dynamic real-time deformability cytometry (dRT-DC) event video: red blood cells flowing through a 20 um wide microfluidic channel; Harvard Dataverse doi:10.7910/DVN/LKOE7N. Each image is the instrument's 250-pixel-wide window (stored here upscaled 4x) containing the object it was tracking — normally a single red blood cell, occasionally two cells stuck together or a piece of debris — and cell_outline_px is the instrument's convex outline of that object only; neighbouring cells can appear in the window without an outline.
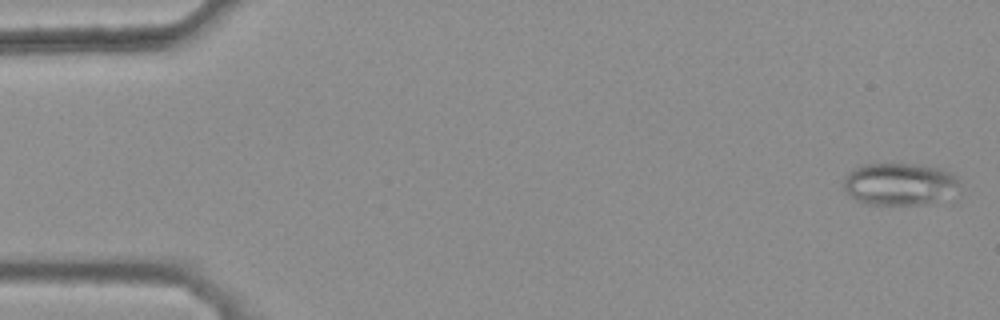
{"species": "common noctule bat (a hibernating species)", "species_latin": "Nyctalus noctula", "temperature_condition": "warm", "stored_images_in_passage": 46, "camera_frame_rate_fps": 3000, "um_per_image_px": 0.085, "animal": {"sex": "female", "body_mass_g": 25.1}, "frame": {"image": 1, "passage_image": 2, "time_ms": 0.333, "image_size_px": [1000, 320], "cell_outline_px": [[960, 196], [932, 204], [868, 204], [856, 200], [844, 188], [844, 180], [856, 168], [864, 164], [920, 164], [936, 168], [948, 172], [956, 176], [960, 180]], "centroid_in_image_um": [76.63, 15.67], "position_along_channel_um": 8.4, "area_um2": 28.96}}
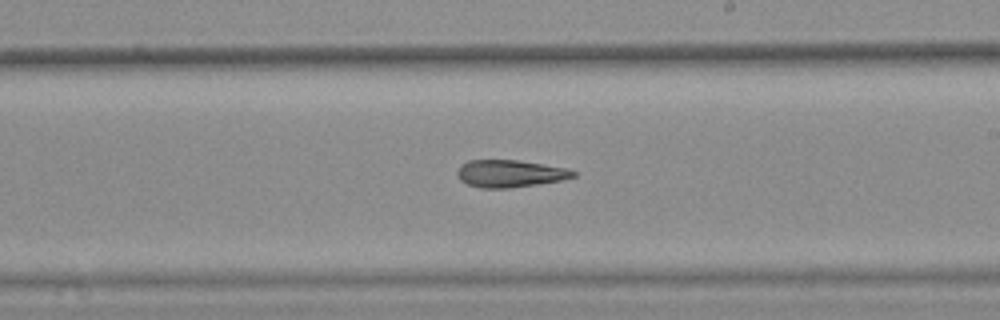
{"frame": {"image": 2, "passage_image": 31, "time_ms": 10.0, "image_size_px": [1000, 320], "cell_outline_px": [[576, 176], [560, 180], [536, 184], [508, 188], [480, 188], [468, 184], [460, 180], [456, 172], [460, 164], [468, 160], [516, 160], [568, 168], [576, 172]], "centroid_in_image_um": [43.31, 14.75], "position_along_channel_um": 245.7, "area_um2": 18.38}}
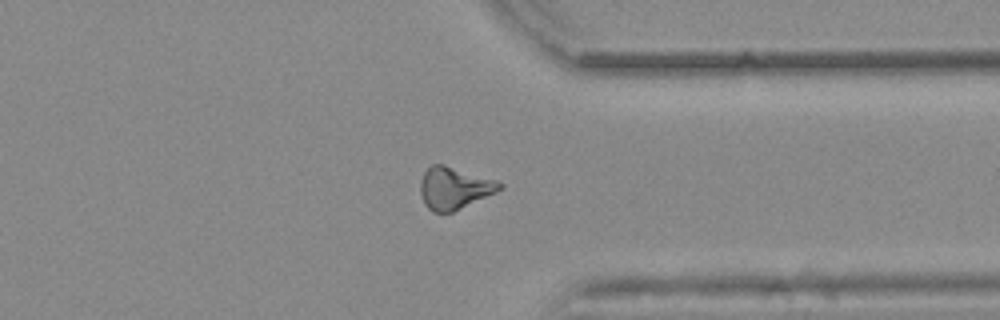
{"frame": {"image": 3, "passage_image": 41, "time_ms": 13.333, "image_size_px": [1000, 320], "cell_outline_px": [[504, 188], [496, 192], [452, 212], [432, 212], [424, 204], [420, 192], [420, 184], [424, 172], [432, 164], [444, 164], [496, 180], [504, 184]], "centroid_in_image_um": [38.61, 15.98], "position_along_channel_um": 372.8, "area_um2": 19.36}, "authors_computed_cell_mechanics": {"area_um2": 19.5075, "velocity_mm_per_s": 3.8852, "shape_relaxation_time_tau1_ms": null, "shape_relaxation_time_tau2_ms": 6.121, "deformation_change_tau1": null, "deformation_change_tau2": 0.1778}}